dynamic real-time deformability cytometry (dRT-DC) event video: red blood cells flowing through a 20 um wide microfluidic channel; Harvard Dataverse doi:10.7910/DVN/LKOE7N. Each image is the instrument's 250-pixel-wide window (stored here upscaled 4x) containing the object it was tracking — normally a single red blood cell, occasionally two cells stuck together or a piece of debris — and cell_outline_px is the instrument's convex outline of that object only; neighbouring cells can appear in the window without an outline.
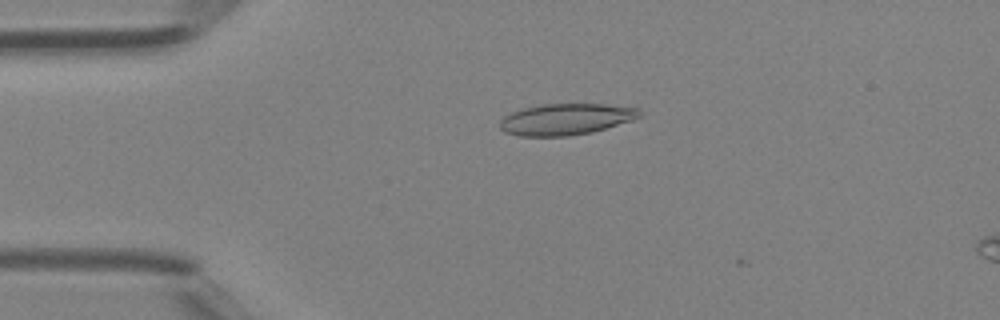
{"species": "Egyptian fruit bat (a non-hibernating species)", "species_latin": "Rousettus aegyptiacus", "temperature_condition": "room temperature", "stored_images_in_passage": 8, "camera_frame_rate_fps": 3000, "um_per_image_px": 0.085, "animal": {"sex": "female"}, "frame": {"image": 1, "passage_image": 1, "time_ms": 0.0, "image_size_px": [1000, 320], "cell_outline_px": [[640, 116], [632, 120], [592, 132], [572, 136], [520, 136], [504, 132], [500, 128], [500, 120], [504, 116], [512, 112], [524, 108], [540, 104], [604, 104], [640, 108]], "centroid_in_image_um": [48.08, 10.13], "position_along_channel_um": 36.9, "area_um2": 25.49}}
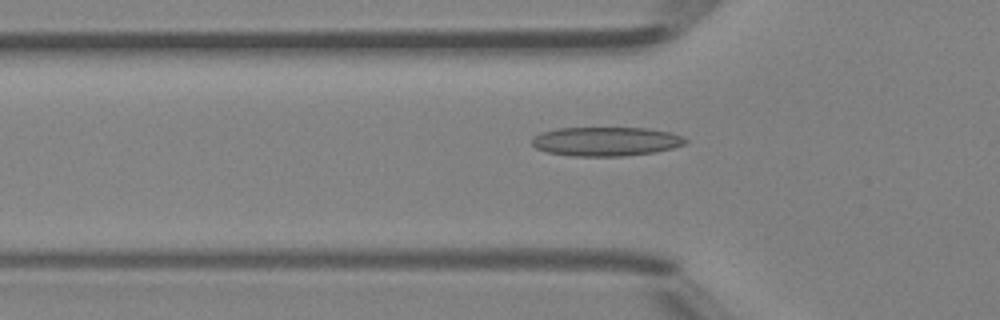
{"frame": {"image": 2, "passage_image": 6, "time_ms": 1.667, "image_size_px": [1000, 320], "cell_outline_px": [[688, 140], [684, 144], [672, 148], [656, 152], [624, 156], [572, 156], [548, 152], [536, 148], [532, 144], [532, 140], [540, 132], [556, 128], [644, 128], [668, 132], [684, 136]], "centroid_in_image_um": [51.51, 12.02], "position_along_channel_um": 74.3, "area_um2": 25.95}}